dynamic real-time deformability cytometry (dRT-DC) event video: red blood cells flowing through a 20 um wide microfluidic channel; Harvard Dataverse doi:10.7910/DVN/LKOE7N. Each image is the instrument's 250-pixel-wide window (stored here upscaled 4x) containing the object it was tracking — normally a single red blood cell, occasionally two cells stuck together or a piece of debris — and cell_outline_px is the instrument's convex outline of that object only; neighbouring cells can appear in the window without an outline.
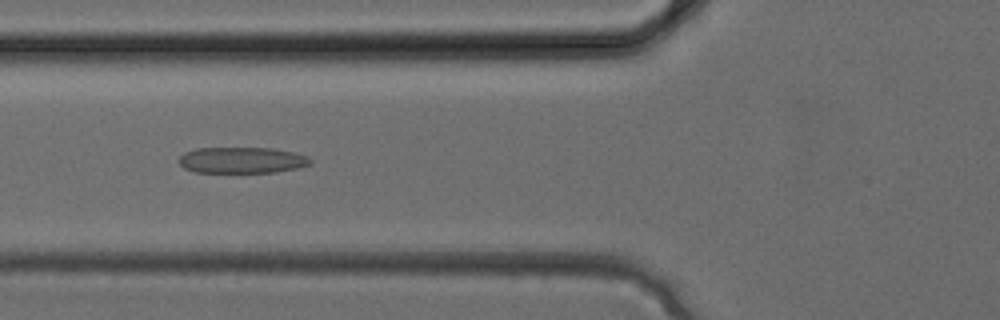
{"species": "common noctule bat (a hibernating species)", "species_latin": "Nyctalus noctula", "temperature_condition": "cold", "stored_images_in_passage": 25, "camera_frame_rate_fps": 3000, "um_per_image_px": 0.085, "animal": {"sex": "female", "body_mass_g": 24.6, "forearm_length_mm": 56.2}, "frame": {"image": 1, "passage_image": 4, "time_ms": 1.0, "image_size_px": [1000, 320], "cell_outline_px": [[312, 164], [296, 168], [276, 172], [196, 172], [184, 168], [180, 164], [180, 156], [184, 152], [196, 148], [272, 148], [292, 152], [308, 156], [312, 160]], "centroid_in_image_um": [20.57, 13.61], "position_along_channel_um": 105.2, "area_um2": 19.94}}
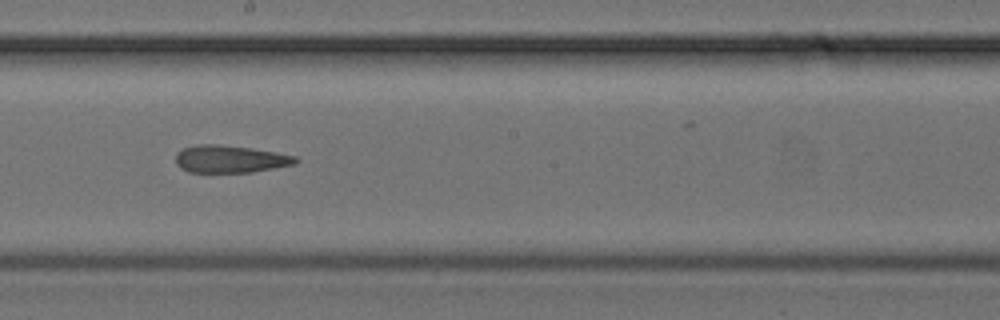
{"frame": {"image": 2, "passage_image": 10, "time_ms": 3.0, "image_size_px": [1000, 320], "cell_outline_px": [[300, 160], [296, 164], [276, 168], [252, 172], [188, 172], [180, 168], [176, 164], [176, 152], [184, 148], [200, 144], [220, 144], [252, 148], [276, 152], [296, 156]], "centroid_in_image_um": [19.59, 13.52], "position_along_channel_um": 228.6, "area_um2": 19.36}}
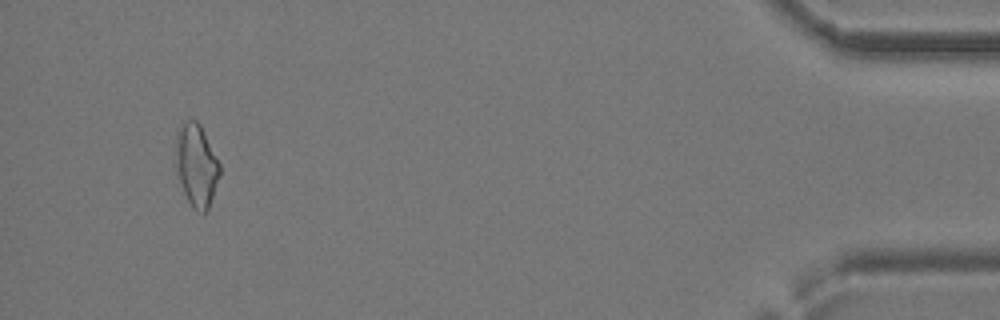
{"frame": {"image": 3, "passage_image": 23, "time_ms": 7.333, "image_size_px": [1000, 320], "cell_outline_px": [[220, 176], [208, 212], [204, 212], [192, 208], [184, 192], [176, 168], [176, 132], [188, 120], [196, 120], [200, 124], [220, 164]], "centroid_in_image_um": [16.72, 14.07], "position_along_channel_um": 418.5, "area_um2": 20.92}}